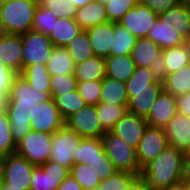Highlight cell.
Listing matches in <instances>:
<instances>
[{"label": "cell", "instance_id": "6da1fadb", "mask_svg": "<svg viewBox=\"0 0 190 190\" xmlns=\"http://www.w3.org/2000/svg\"><path fill=\"white\" fill-rule=\"evenodd\" d=\"M183 152L167 146L155 159L148 162L140 175L151 190H162L182 180Z\"/></svg>", "mask_w": 190, "mask_h": 190}, {"label": "cell", "instance_id": "7a4b0ae2", "mask_svg": "<svg viewBox=\"0 0 190 190\" xmlns=\"http://www.w3.org/2000/svg\"><path fill=\"white\" fill-rule=\"evenodd\" d=\"M37 5L35 0L1 2L2 33L21 35L31 30Z\"/></svg>", "mask_w": 190, "mask_h": 190}, {"label": "cell", "instance_id": "3957f363", "mask_svg": "<svg viewBox=\"0 0 190 190\" xmlns=\"http://www.w3.org/2000/svg\"><path fill=\"white\" fill-rule=\"evenodd\" d=\"M85 163L92 167L99 179L105 180L118 170L104 152L101 138H83L74 155V164Z\"/></svg>", "mask_w": 190, "mask_h": 190}, {"label": "cell", "instance_id": "277c9868", "mask_svg": "<svg viewBox=\"0 0 190 190\" xmlns=\"http://www.w3.org/2000/svg\"><path fill=\"white\" fill-rule=\"evenodd\" d=\"M101 140L104 152L118 171L140 175L142 169L139 167L137 161L136 148L126 143L111 131H106L101 137Z\"/></svg>", "mask_w": 190, "mask_h": 190}, {"label": "cell", "instance_id": "5b68a950", "mask_svg": "<svg viewBox=\"0 0 190 190\" xmlns=\"http://www.w3.org/2000/svg\"><path fill=\"white\" fill-rule=\"evenodd\" d=\"M3 184L15 190H29L33 168L36 166L15 153L0 158Z\"/></svg>", "mask_w": 190, "mask_h": 190}, {"label": "cell", "instance_id": "8992f818", "mask_svg": "<svg viewBox=\"0 0 190 190\" xmlns=\"http://www.w3.org/2000/svg\"><path fill=\"white\" fill-rule=\"evenodd\" d=\"M83 137L66 126L52 134L51 152L49 161L67 167L69 170L74 164V155Z\"/></svg>", "mask_w": 190, "mask_h": 190}, {"label": "cell", "instance_id": "52a82bcc", "mask_svg": "<svg viewBox=\"0 0 190 190\" xmlns=\"http://www.w3.org/2000/svg\"><path fill=\"white\" fill-rule=\"evenodd\" d=\"M22 70L33 64H46L52 54L54 45L48 35L35 31L21 34Z\"/></svg>", "mask_w": 190, "mask_h": 190}, {"label": "cell", "instance_id": "ba28073f", "mask_svg": "<svg viewBox=\"0 0 190 190\" xmlns=\"http://www.w3.org/2000/svg\"><path fill=\"white\" fill-rule=\"evenodd\" d=\"M52 134L30 130L16 145V153L34 165H42L50 159Z\"/></svg>", "mask_w": 190, "mask_h": 190}, {"label": "cell", "instance_id": "9c48e42d", "mask_svg": "<svg viewBox=\"0 0 190 190\" xmlns=\"http://www.w3.org/2000/svg\"><path fill=\"white\" fill-rule=\"evenodd\" d=\"M65 126L83 138H101L106 133L98 118L96 105H86L69 116Z\"/></svg>", "mask_w": 190, "mask_h": 190}, {"label": "cell", "instance_id": "30bf717a", "mask_svg": "<svg viewBox=\"0 0 190 190\" xmlns=\"http://www.w3.org/2000/svg\"><path fill=\"white\" fill-rule=\"evenodd\" d=\"M36 104L38 103L6 102L3 106L10 121L11 136L16 145L31 130L30 121L34 116Z\"/></svg>", "mask_w": 190, "mask_h": 190}, {"label": "cell", "instance_id": "8fae6325", "mask_svg": "<svg viewBox=\"0 0 190 190\" xmlns=\"http://www.w3.org/2000/svg\"><path fill=\"white\" fill-rule=\"evenodd\" d=\"M30 126L33 131L47 134H53L65 126V120L61 116L52 97L45 102L36 104Z\"/></svg>", "mask_w": 190, "mask_h": 190}, {"label": "cell", "instance_id": "7c38bea8", "mask_svg": "<svg viewBox=\"0 0 190 190\" xmlns=\"http://www.w3.org/2000/svg\"><path fill=\"white\" fill-rule=\"evenodd\" d=\"M168 146L164 128L147 126L136 148V157L142 169Z\"/></svg>", "mask_w": 190, "mask_h": 190}, {"label": "cell", "instance_id": "4fadbf2b", "mask_svg": "<svg viewBox=\"0 0 190 190\" xmlns=\"http://www.w3.org/2000/svg\"><path fill=\"white\" fill-rule=\"evenodd\" d=\"M69 169L47 161L33 168L29 190H57L60 183L69 175Z\"/></svg>", "mask_w": 190, "mask_h": 190}, {"label": "cell", "instance_id": "5bb4252c", "mask_svg": "<svg viewBox=\"0 0 190 190\" xmlns=\"http://www.w3.org/2000/svg\"><path fill=\"white\" fill-rule=\"evenodd\" d=\"M158 17L159 15L148 6L138 3L118 23L136 38H143L147 36L150 27L156 22Z\"/></svg>", "mask_w": 190, "mask_h": 190}, {"label": "cell", "instance_id": "9a60e30c", "mask_svg": "<svg viewBox=\"0 0 190 190\" xmlns=\"http://www.w3.org/2000/svg\"><path fill=\"white\" fill-rule=\"evenodd\" d=\"M147 126L148 124L144 117L127 111V113L114 124L110 131L122 138L132 147L137 148Z\"/></svg>", "mask_w": 190, "mask_h": 190}, {"label": "cell", "instance_id": "2e32d148", "mask_svg": "<svg viewBox=\"0 0 190 190\" xmlns=\"http://www.w3.org/2000/svg\"><path fill=\"white\" fill-rule=\"evenodd\" d=\"M176 114V97L162 90L145 119L149 126L164 128Z\"/></svg>", "mask_w": 190, "mask_h": 190}, {"label": "cell", "instance_id": "e0dca14e", "mask_svg": "<svg viewBox=\"0 0 190 190\" xmlns=\"http://www.w3.org/2000/svg\"><path fill=\"white\" fill-rule=\"evenodd\" d=\"M162 90L163 84L157 81L151 84V89L126 90L128 111L145 118Z\"/></svg>", "mask_w": 190, "mask_h": 190}, {"label": "cell", "instance_id": "ac0fdd59", "mask_svg": "<svg viewBox=\"0 0 190 190\" xmlns=\"http://www.w3.org/2000/svg\"><path fill=\"white\" fill-rule=\"evenodd\" d=\"M0 61L18 74L22 71L21 35L0 34Z\"/></svg>", "mask_w": 190, "mask_h": 190}, {"label": "cell", "instance_id": "d6986e66", "mask_svg": "<svg viewBox=\"0 0 190 190\" xmlns=\"http://www.w3.org/2000/svg\"><path fill=\"white\" fill-rule=\"evenodd\" d=\"M176 30L175 25L158 17L150 27L146 37L158 44L161 49L177 47L185 44V39Z\"/></svg>", "mask_w": 190, "mask_h": 190}, {"label": "cell", "instance_id": "ffe728a7", "mask_svg": "<svg viewBox=\"0 0 190 190\" xmlns=\"http://www.w3.org/2000/svg\"><path fill=\"white\" fill-rule=\"evenodd\" d=\"M94 55L102 58L110 56L114 37V22H106L86 29Z\"/></svg>", "mask_w": 190, "mask_h": 190}, {"label": "cell", "instance_id": "44dd1931", "mask_svg": "<svg viewBox=\"0 0 190 190\" xmlns=\"http://www.w3.org/2000/svg\"><path fill=\"white\" fill-rule=\"evenodd\" d=\"M168 146L182 150L190 143V117L177 113L164 127Z\"/></svg>", "mask_w": 190, "mask_h": 190}, {"label": "cell", "instance_id": "7402d4cb", "mask_svg": "<svg viewBox=\"0 0 190 190\" xmlns=\"http://www.w3.org/2000/svg\"><path fill=\"white\" fill-rule=\"evenodd\" d=\"M50 98L47 92H41L29 85L27 80L18 75L10 89L9 98L6 102L41 103Z\"/></svg>", "mask_w": 190, "mask_h": 190}, {"label": "cell", "instance_id": "603a6c76", "mask_svg": "<svg viewBox=\"0 0 190 190\" xmlns=\"http://www.w3.org/2000/svg\"><path fill=\"white\" fill-rule=\"evenodd\" d=\"M135 67L131 54L110 55L105 58V77L126 82L133 75Z\"/></svg>", "mask_w": 190, "mask_h": 190}, {"label": "cell", "instance_id": "cb8c5ba5", "mask_svg": "<svg viewBox=\"0 0 190 190\" xmlns=\"http://www.w3.org/2000/svg\"><path fill=\"white\" fill-rule=\"evenodd\" d=\"M75 21L83 30L109 22L105 4L93 0L85 6L78 8Z\"/></svg>", "mask_w": 190, "mask_h": 190}, {"label": "cell", "instance_id": "d4e9b609", "mask_svg": "<svg viewBox=\"0 0 190 190\" xmlns=\"http://www.w3.org/2000/svg\"><path fill=\"white\" fill-rule=\"evenodd\" d=\"M82 31L83 29L74 18L58 17L48 37L54 46L65 47L66 44Z\"/></svg>", "mask_w": 190, "mask_h": 190}, {"label": "cell", "instance_id": "484cf974", "mask_svg": "<svg viewBox=\"0 0 190 190\" xmlns=\"http://www.w3.org/2000/svg\"><path fill=\"white\" fill-rule=\"evenodd\" d=\"M74 77L77 82L103 80L105 78V58L94 55L75 64Z\"/></svg>", "mask_w": 190, "mask_h": 190}, {"label": "cell", "instance_id": "4316f807", "mask_svg": "<svg viewBox=\"0 0 190 190\" xmlns=\"http://www.w3.org/2000/svg\"><path fill=\"white\" fill-rule=\"evenodd\" d=\"M162 20H167L177 27L176 32L185 40L190 33V6L180 2L178 5L159 14Z\"/></svg>", "mask_w": 190, "mask_h": 190}, {"label": "cell", "instance_id": "83f0119b", "mask_svg": "<svg viewBox=\"0 0 190 190\" xmlns=\"http://www.w3.org/2000/svg\"><path fill=\"white\" fill-rule=\"evenodd\" d=\"M162 53V49L158 44L147 37L137 38L131 57L136 67H148L153 59Z\"/></svg>", "mask_w": 190, "mask_h": 190}, {"label": "cell", "instance_id": "f1b7e54d", "mask_svg": "<svg viewBox=\"0 0 190 190\" xmlns=\"http://www.w3.org/2000/svg\"><path fill=\"white\" fill-rule=\"evenodd\" d=\"M46 66L51 76L74 74L75 62L65 47L54 46Z\"/></svg>", "mask_w": 190, "mask_h": 190}, {"label": "cell", "instance_id": "f546056e", "mask_svg": "<svg viewBox=\"0 0 190 190\" xmlns=\"http://www.w3.org/2000/svg\"><path fill=\"white\" fill-rule=\"evenodd\" d=\"M99 103L127 105L128 97L126 94L125 82L105 77L102 80Z\"/></svg>", "mask_w": 190, "mask_h": 190}, {"label": "cell", "instance_id": "4dcf8cb0", "mask_svg": "<svg viewBox=\"0 0 190 190\" xmlns=\"http://www.w3.org/2000/svg\"><path fill=\"white\" fill-rule=\"evenodd\" d=\"M29 85L41 92H47L50 95V79L51 75L48 72L46 64H33L25 67L21 73Z\"/></svg>", "mask_w": 190, "mask_h": 190}, {"label": "cell", "instance_id": "1f68e13d", "mask_svg": "<svg viewBox=\"0 0 190 190\" xmlns=\"http://www.w3.org/2000/svg\"><path fill=\"white\" fill-rule=\"evenodd\" d=\"M163 90L174 97L190 92V64L169 73L163 83Z\"/></svg>", "mask_w": 190, "mask_h": 190}, {"label": "cell", "instance_id": "d6a6232c", "mask_svg": "<svg viewBox=\"0 0 190 190\" xmlns=\"http://www.w3.org/2000/svg\"><path fill=\"white\" fill-rule=\"evenodd\" d=\"M167 73H173L190 64V47L185 43L177 47L162 49Z\"/></svg>", "mask_w": 190, "mask_h": 190}, {"label": "cell", "instance_id": "836d02e7", "mask_svg": "<svg viewBox=\"0 0 190 190\" xmlns=\"http://www.w3.org/2000/svg\"><path fill=\"white\" fill-rule=\"evenodd\" d=\"M52 98L64 120L87 105L77 90L67 94H54Z\"/></svg>", "mask_w": 190, "mask_h": 190}, {"label": "cell", "instance_id": "e575fe53", "mask_svg": "<svg viewBox=\"0 0 190 190\" xmlns=\"http://www.w3.org/2000/svg\"><path fill=\"white\" fill-rule=\"evenodd\" d=\"M137 38L119 23L114 22V37L110 55L131 54Z\"/></svg>", "mask_w": 190, "mask_h": 190}, {"label": "cell", "instance_id": "d590c367", "mask_svg": "<svg viewBox=\"0 0 190 190\" xmlns=\"http://www.w3.org/2000/svg\"><path fill=\"white\" fill-rule=\"evenodd\" d=\"M96 109L101 126L105 131H110L114 124L128 111L127 105L108 103H98Z\"/></svg>", "mask_w": 190, "mask_h": 190}, {"label": "cell", "instance_id": "8d00e7d4", "mask_svg": "<svg viewBox=\"0 0 190 190\" xmlns=\"http://www.w3.org/2000/svg\"><path fill=\"white\" fill-rule=\"evenodd\" d=\"M65 48L69 51L75 64L94 56L86 30H83L74 37L65 45Z\"/></svg>", "mask_w": 190, "mask_h": 190}, {"label": "cell", "instance_id": "74e56055", "mask_svg": "<svg viewBox=\"0 0 190 190\" xmlns=\"http://www.w3.org/2000/svg\"><path fill=\"white\" fill-rule=\"evenodd\" d=\"M69 174L81 185L84 190L97 187L101 180L92 167L85 163L73 164Z\"/></svg>", "mask_w": 190, "mask_h": 190}, {"label": "cell", "instance_id": "f35d334b", "mask_svg": "<svg viewBox=\"0 0 190 190\" xmlns=\"http://www.w3.org/2000/svg\"><path fill=\"white\" fill-rule=\"evenodd\" d=\"M55 20H58V17L54 14L53 10L46 7L37 6L33 17L31 30L49 35V33L53 30Z\"/></svg>", "mask_w": 190, "mask_h": 190}, {"label": "cell", "instance_id": "ab89813d", "mask_svg": "<svg viewBox=\"0 0 190 190\" xmlns=\"http://www.w3.org/2000/svg\"><path fill=\"white\" fill-rule=\"evenodd\" d=\"M16 152L11 136L10 121L4 109L0 110V158Z\"/></svg>", "mask_w": 190, "mask_h": 190}, {"label": "cell", "instance_id": "60d3db41", "mask_svg": "<svg viewBox=\"0 0 190 190\" xmlns=\"http://www.w3.org/2000/svg\"><path fill=\"white\" fill-rule=\"evenodd\" d=\"M156 80L148 67H135L133 75L125 82L126 90L151 89Z\"/></svg>", "mask_w": 190, "mask_h": 190}, {"label": "cell", "instance_id": "b9f144b4", "mask_svg": "<svg viewBox=\"0 0 190 190\" xmlns=\"http://www.w3.org/2000/svg\"><path fill=\"white\" fill-rule=\"evenodd\" d=\"M37 6L53 10L57 17L74 18L77 8L69 0H35Z\"/></svg>", "mask_w": 190, "mask_h": 190}, {"label": "cell", "instance_id": "7bdbcfd3", "mask_svg": "<svg viewBox=\"0 0 190 190\" xmlns=\"http://www.w3.org/2000/svg\"><path fill=\"white\" fill-rule=\"evenodd\" d=\"M74 74L54 75L50 79V97L54 94H67L77 90Z\"/></svg>", "mask_w": 190, "mask_h": 190}, {"label": "cell", "instance_id": "ee69618b", "mask_svg": "<svg viewBox=\"0 0 190 190\" xmlns=\"http://www.w3.org/2000/svg\"><path fill=\"white\" fill-rule=\"evenodd\" d=\"M137 176L126 171H117L114 175L102 180L98 190H125L129 183Z\"/></svg>", "mask_w": 190, "mask_h": 190}, {"label": "cell", "instance_id": "f6af8a7d", "mask_svg": "<svg viewBox=\"0 0 190 190\" xmlns=\"http://www.w3.org/2000/svg\"><path fill=\"white\" fill-rule=\"evenodd\" d=\"M102 80L82 81L77 83V91L87 105H97L100 100Z\"/></svg>", "mask_w": 190, "mask_h": 190}, {"label": "cell", "instance_id": "bcb514c9", "mask_svg": "<svg viewBox=\"0 0 190 190\" xmlns=\"http://www.w3.org/2000/svg\"><path fill=\"white\" fill-rule=\"evenodd\" d=\"M139 3V0H111L105 4L106 14L110 22L118 21L133 7Z\"/></svg>", "mask_w": 190, "mask_h": 190}, {"label": "cell", "instance_id": "7dc6e473", "mask_svg": "<svg viewBox=\"0 0 190 190\" xmlns=\"http://www.w3.org/2000/svg\"><path fill=\"white\" fill-rule=\"evenodd\" d=\"M18 75L0 61V105L2 107L8 100L11 86Z\"/></svg>", "mask_w": 190, "mask_h": 190}, {"label": "cell", "instance_id": "c3c4849f", "mask_svg": "<svg viewBox=\"0 0 190 190\" xmlns=\"http://www.w3.org/2000/svg\"><path fill=\"white\" fill-rule=\"evenodd\" d=\"M148 68L157 82L163 84L166 81L168 73L162 53L153 59V62L148 66Z\"/></svg>", "mask_w": 190, "mask_h": 190}, {"label": "cell", "instance_id": "681fc988", "mask_svg": "<svg viewBox=\"0 0 190 190\" xmlns=\"http://www.w3.org/2000/svg\"><path fill=\"white\" fill-rule=\"evenodd\" d=\"M181 0H139L140 4L148 6L158 15L178 5Z\"/></svg>", "mask_w": 190, "mask_h": 190}, {"label": "cell", "instance_id": "f907efd6", "mask_svg": "<svg viewBox=\"0 0 190 190\" xmlns=\"http://www.w3.org/2000/svg\"><path fill=\"white\" fill-rule=\"evenodd\" d=\"M177 99V113L190 117V92L179 95Z\"/></svg>", "mask_w": 190, "mask_h": 190}, {"label": "cell", "instance_id": "816d5d0a", "mask_svg": "<svg viewBox=\"0 0 190 190\" xmlns=\"http://www.w3.org/2000/svg\"><path fill=\"white\" fill-rule=\"evenodd\" d=\"M57 190H84L81 185L69 174L58 186Z\"/></svg>", "mask_w": 190, "mask_h": 190}, {"label": "cell", "instance_id": "f5cc1de1", "mask_svg": "<svg viewBox=\"0 0 190 190\" xmlns=\"http://www.w3.org/2000/svg\"><path fill=\"white\" fill-rule=\"evenodd\" d=\"M125 190H151L145 179L141 175H137L127 186Z\"/></svg>", "mask_w": 190, "mask_h": 190}, {"label": "cell", "instance_id": "db71d44e", "mask_svg": "<svg viewBox=\"0 0 190 190\" xmlns=\"http://www.w3.org/2000/svg\"><path fill=\"white\" fill-rule=\"evenodd\" d=\"M181 182L190 184V157H184L183 159Z\"/></svg>", "mask_w": 190, "mask_h": 190}, {"label": "cell", "instance_id": "11a10c76", "mask_svg": "<svg viewBox=\"0 0 190 190\" xmlns=\"http://www.w3.org/2000/svg\"><path fill=\"white\" fill-rule=\"evenodd\" d=\"M162 190H187V184L180 182Z\"/></svg>", "mask_w": 190, "mask_h": 190}, {"label": "cell", "instance_id": "9f6ffc18", "mask_svg": "<svg viewBox=\"0 0 190 190\" xmlns=\"http://www.w3.org/2000/svg\"><path fill=\"white\" fill-rule=\"evenodd\" d=\"M71 1V3L76 6V8H81L83 6H85L86 4L90 3L93 0H69Z\"/></svg>", "mask_w": 190, "mask_h": 190}, {"label": "cell", "instance_id": "6f0895ef", "mask_svg": "<svg viewBox=\"0 0 190 190\" xmlns=\"http://www.w3.org/2000/svg\"><path fill=\"white\" fill-rule=\"evenodd\" d=\"M182 152L184 157H190V143L186 145Z\"/></svg>", "mask_w": 190, "mask_h": 190}, {"label": "cell", "instance_id": "680465c9", "mask_svg": "<svg viewBox=\"0 0 190 190\" xmlns=\"http://www.w3.org/2000/svg\"><path fill=\"white\" fill-rule=\"evenodd\" d=\"M0 190H15L13 188H10L8 186H6L5 184L2 183L1 187H0Z\"/></svg>", "mask_w": 190, "mask_h": 190}, {"label": "cell", "instance_id": "91938a15", "mask_svg": "<svg viewBox=\"0 0 190 190\" xmlns=\"http://www.w3.org/2000/svg\"><path fill=\"white\" fill-rule=\"evenodd\" d=\"M3 183V180H2V168H1V165H0V187Z\"/></svg>", "mask_w": 190, "mask_h": 190}, {"label": "cell", "instance_id": "94428289", "mask_svg": "<svg viewBox=\"0 0 190 190\" xmlns=\"http://www.w3.org/2000/svg\"><path fill=\"white\" fill-rule=\"evenodd\" d=\"M185 43L190 47V33H189L188 38L185 40Z\"/></svg>", "mask_w": 190, "mask_h": 190}, {"label": "cell", "instance_id": "6125c7cd", "mask_svg": "<svg viewBox=\"0 0 190 190\" xmlns=\"http://www.w3.org/2000/svg\"><path fill=\"white\" fill-rule=\"evenodd\" d=\"M0 13H1V3H0ZM2 33V22H1V17H0V34Z\"/></svg>", "mask_w": 190, "mask_h": 190}, {"label": "cell", "instance_id": "be15d7a7", "mask_svg": "<svg viewBox=\"0 0 190 190\" xmlns=\"http://www.w3.org/2000/svg\"><path fill=\"white\" fill-rule=\"evenodd\" d=\"M182 3H185L186 5L190 6V0H181Z\"/></svg>", "mask_w": 190, "mask_h": 190}, {"label": "cell", "instance_id": "e7e4bbea", "mask_svg": "<svg viewBox=\"0 0 190 190\" xmlns=\"http://www.w3.org/2000/svg\"><path fill=\"white\" fill-rule=\"evenodd\" d=\"M96 1H99V2H101L102 4H106V3H108V2L111 1V0H96Z\"/></svg>", "mask_w": 190, "mask_h": 190}, {"label": "cell", "instance_id": "03108f58", "mask_svg": "<svg viewBox=\"0 0 190 190\" xmlns=\"http://www.w3.org/2000/svg\"><path fill=\"white\" fill-rule=\"evenodd\" d=\"M89 190H98V186L97 187H93V188H91Z\"/></svg>", "mask_w": 190, "mask_h": 190}, {"label": "cell", "instance_id": "003e7915", "mask_svg": "<svg viewBox=\"0 0 190 190\" xmlns=\"http://www.w3.org/2000/svg\"><path fill=\"white\" fill-rule=\"evenodd\" d=\"M187 190H190V184H187Z\"/></svg>", "mask_w": 190, "mask_h": 190}]
</instances>
